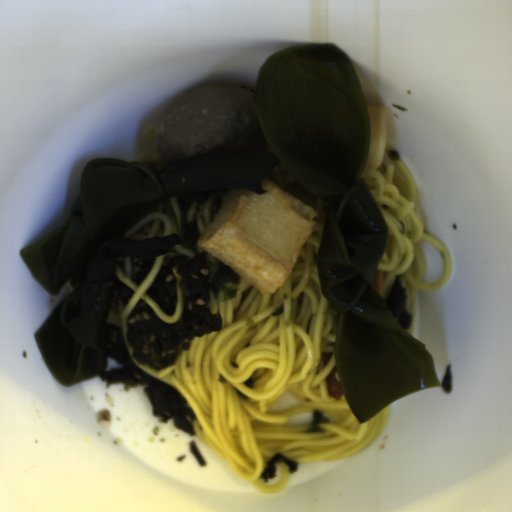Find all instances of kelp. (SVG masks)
<instances>
[{
  "instance_id": "kelp-1",
  "label": "kelp",
  "mask_w": 512,
  "mask_h": 512,
  "mask_svg": "<svg viewBox=\"0 0 512 512\" xmlns=\"http://www.w3.org/2000/svg\"><path fill=\"white\" fill-rule=\"evenodd\" d=\"M252 111L262 139H236L168 162H86L67 221L20 249L49 295L70 283L34 335L63 387L107 368L102 334L119 261L150 259L180 245L173 233L126 239L131 215L155 201L214 189L263 194L264 177L278 165L324 218L317 269L337 312L334 363L352 414L364 423L400 398L440 386L432 354L398 325L374 286L389 231L362 176L371 124L349 56L330 43L274 52L254 81Z\"/></svg>"
},
{
  "instance_id": "kelp-2",
  "label": "kelp",
  "mask_w": 512,
  "mask_h": 512,
  "mask_svg": "<svg viewBox=\"0 0 512 512\" xmlns=\"http://www.w3.org/2000/svg\"><path fill=\"white\" fill-rule=\"evenodd\" d=\"M173 269L183 295L179 320L166 323L145 299L134 305L126 319L125 335L132 358L159 372L174 366L181 353L189 351L194 338L222 330V317L211 313L210 301L233 299L244 278L209 252L165 257L145 294L170 316L177 307Z\"/></svg>"
},
{
  "instance_id": "kelp-3",
  "label": "kelp",
  "mask_w": 512,
  "mask_h": 512,
  "mask_svg": "<svg viewBox=\"0 0 512 512\" xmlns=\"http://www.w3.org/2000/svg\"><path fill=\"white\" fill-rule=\"evenodd\" d=\"M101 348L106 358H112L121 366L97 374L106 388L112 384H123L124 390L128 392L134 387L143 386L151 411L161 423L167 424L172 420L177 429L195 436L197 414L181 393L136 365L128 351L123 329L106 321L101 334Z\"/></svg>"
},
{
  "instance_id": "kelp-4",
  "label": "kelp",
  "mask_w": 512,
  "mask_h": 512,
  "mask_svg": "<svg viewBox=\"0 0 512 512\" xmlns=\"http://www.w3.org/2000/svg\"><path fill=\"white\" fill-rule=\"evenodd\" d=\"M228 189L229 188H218L208 191L176 196V202L178 205L180 215V234L178 235L180 239L179 245L185 248H194L199 246L197 242L202 233L199 229L197 221H185L186 213L190 205L193 202L197 204H206V202L209 200L208 213L210 220L220 207Z\"/></svg>"
},
{
  "instance_id": "kelp-5",
  "label": "kelp",
  "mask_w": 512,
  "mask_h": 512,
  "mask_svg": "<svg viewBox=\"0 0 512 512\" xmlns=\"http://www.w3.org/2000/svg\"><path fill=\"white\" fill-rule=\"evenodd\" d=\"M383 302L397 325L408 332L412 326V314L407 311L408 292L403 287L401 275L395 276Z\"/></svg>"
},
{
  "instance_id": "kelp-6",
  "label": "kelp",
  "mask_w": 512,
  "mask_h": 512,
  "mask_svg": "<svg viewBox=\"0 0 512 512\" xmlns=\"http://www.w3.org/2000/svg\"><path fill=\"white\" fill-rule=\"evenodd\" d=\"M283 463L288 468V474H294L298 470V463L286 456L281 452L275 453L271 458L266 461L265 470L258 480H263L265 483H269L275 479L277 475L276 465Z\"/></svg>"
},
{
  "instance_id": "kelp-7",
  "label": "kelp",
  "mask_w": 512,
  "mask_h": 512,
  "mask_svg": "<svg viewBox=\"0 0 512 512\" xmlns=\"http://www.w3.org/2000/svg\"><path fill=\"white\" fill-rule=\"evenodd\" d=\"M134 294L135 291L132 288H130L116 275H114V283L109 310L115 311L118 304H121L126 308Z\"/></svg>"
},
{
  "instance_id": "kelp-8",
  "label": "kelp",
  "mask_w": 512,
  "mask_h": 512,
  "mask_svg": "<svg viewBox=\"0 0 512 512\" xmlns=\"http://www.w3.org/2000/svg\"><path fill=\"white\" fill-rule=\"evenodd\" d=\"M156 256L152 258L131 257V279L138 287L141 286L155 266Z\"/></svg>"
},
{
  "instance_id": "kelp-9",
  "label": "kelp",
  "mask_w": 512,
  "mask_h": 512,
  "mask_svg": "<svg viewBox=\"0 0 512 512\" xmlns=\"http://www.w3.org/2000/svg\"><path fill=\"white\" fill-rule=\"evenodd\" d=\"M325 423H331L328 415L323 411L315 410L312 412V420L306 428L305 434L324 433L325 430L322 425Z\"/></svg>"
}]
</instances>
